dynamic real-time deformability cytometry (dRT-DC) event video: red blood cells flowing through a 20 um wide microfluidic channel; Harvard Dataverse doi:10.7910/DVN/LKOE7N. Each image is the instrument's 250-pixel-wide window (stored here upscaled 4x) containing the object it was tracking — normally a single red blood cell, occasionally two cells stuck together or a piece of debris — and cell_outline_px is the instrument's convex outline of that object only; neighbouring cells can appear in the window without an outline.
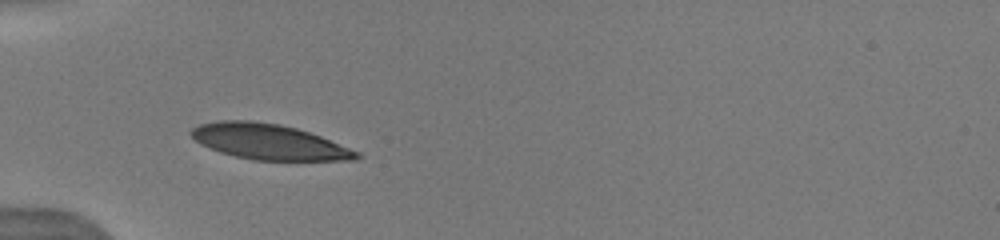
{"species": "human", "species_latin": "Homo sapiens", "temperature_condition": "warm", "stored_images_in_passage": 35, "camera_frame_rate_fps": 3000, "um_per_image_px": 0.085, "donor": {"sex": "male"}, "frame": {"image": 1, "passage_image": 1, "time_ms": 0.0, "image_size_px": [1000, 240], "cell_outline_px": [[360, 156], [356, 160], [256, 160], [236, 156], [220, 152], [200, 144], [188, 132], [192, 128], [200, 124], [220, 120], [252, 120], [280, 124], [296, 128], [320, 136], [360, 152]], "centroid_in_image_um": [22.84, 12.04], "position_along_channel_um": 62.2, "area_um2": 33.99}, "authors_computed_cell_mechanics": {"area_um2": 34.7956, "velocity_mm_per_s": 3.9937, "shape_relaxation_time_tau1_ms": 3.3868, "shape_relaxation_time_tau2_ms": null, "deformation_change_tau1": 0.1673, "deformation_change_tau2": null}}